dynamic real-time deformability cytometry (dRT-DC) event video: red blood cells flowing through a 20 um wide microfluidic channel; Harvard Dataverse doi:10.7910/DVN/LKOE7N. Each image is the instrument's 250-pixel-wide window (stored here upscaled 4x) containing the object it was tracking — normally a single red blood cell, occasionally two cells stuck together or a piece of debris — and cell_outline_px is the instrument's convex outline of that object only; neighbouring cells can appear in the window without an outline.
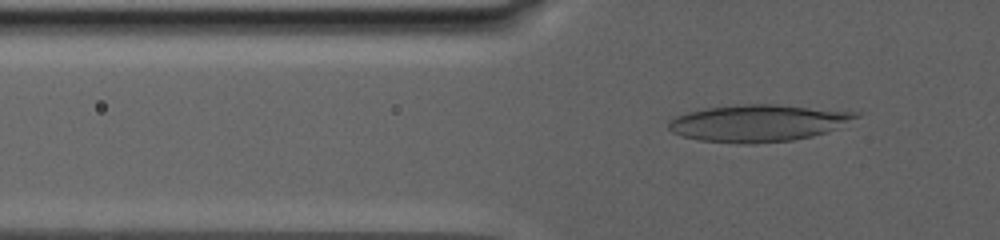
{"species": "human", "species_latin": "Homo sapiens", "temperature_condition": "warm", "stored_images_in_passage": 63, "camera_frame_rate_fps": 3000, "um_per_image_px": 0.085, "donor": {"sex": "male"}, "frame": {"image": 1, "passage_image": 15, "time_ms": 4.667, "image_size_px": [1000, 240], "cell_outline_px": [[860, 116], [836, 128], [812, 136], [792, 140], [756, 144], [744, 144], [700, 140], [684, 136], [672, 132], [668, 128], [668, 120], [672, 116], [688, 112], [708, 108], [744, 104], [776, 104], [860, 112]], "centroid_in_image_um": [64.42, 10.46], "position_along_channel_um": 61.4, "area_um2": 40.23}}
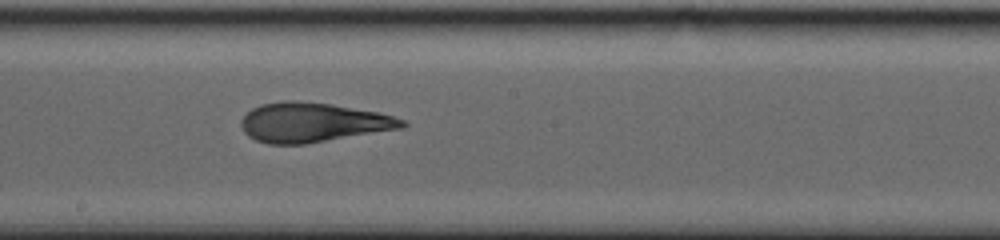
{"frame": {"image": 2, "passage_image": 35, "time_ms": 11.667, "image_size_px": [1000, 240], "cell_outline_px": [[408, 124], [404, 128], [304, 144], [268, 144], [256, 140], [248, 136], [244, 132], [240, 124], [240, 120], [252, 108], [260, 104], [284, 100], [296, 100], [332, 104], [380, 112], [404, 120]], "centroid_in_image_um": [26.59, 10.4], "position_along_channel_um": 221.6, "area_um2": 37.22}}
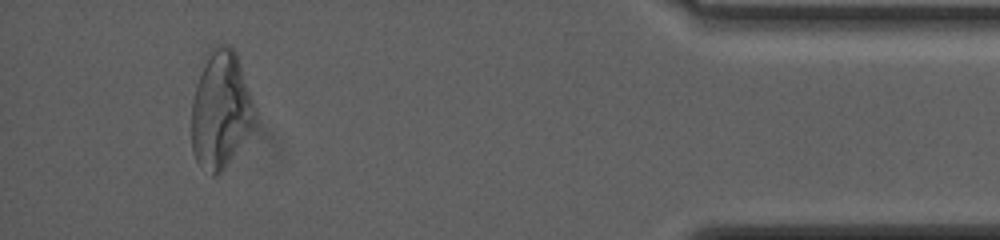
{"frame": {"image": 3, "passage_image": 58, "time_ms": 21.333, "image_size_px": [1000, 240], "cell_outline_px": [[256, 116], [252, 124], [224, 168], [216, 176], [212, 176], [196, 160], [192, 152], [192, 100], [196, 84], [208, 48], [220, 44], [228, 44], [236, 52], [256, 108]], "centroid_in_image_um": [18.73, 9.26], "position_along_channel_um": 416.5, "area_um2": 42.71}, "authors_computed_cell_mechanics": {"area_um2": 40.0554, "velocity_mm_per_s": 2.5068, "shape_relaxation_time_tau1_ms": null, "shape_relaxation_time_tau2_ms": 2.1362, "deformation_change_tau1": null, "deformation_change_tau2": 0.1013}}